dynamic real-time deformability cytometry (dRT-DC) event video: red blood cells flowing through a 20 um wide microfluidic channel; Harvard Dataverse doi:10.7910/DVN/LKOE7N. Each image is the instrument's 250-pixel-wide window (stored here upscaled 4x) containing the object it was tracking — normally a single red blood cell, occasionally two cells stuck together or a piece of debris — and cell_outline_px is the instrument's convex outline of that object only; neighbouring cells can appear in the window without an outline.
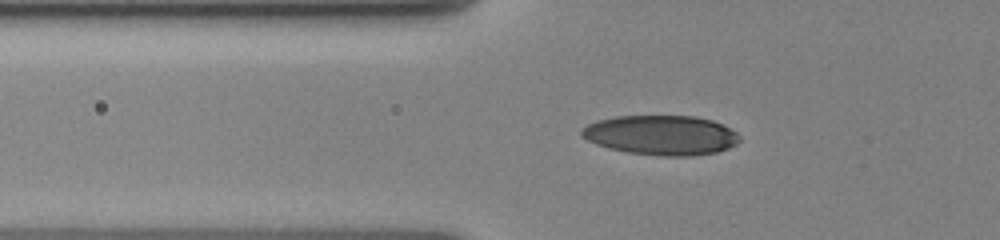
{"species": "human", "species_latin": "Homo sapiens", "temperature_condition": "cold", "stored_images_in_passage": 32, "camera_frame_rate_fps": 3000, "um_per_image_px": 0.085, "donor": {"sex": "female"}, "frame": {"image": 1, "passage_image": 2, "time_ms": 0.333, "image_size_px": [1000, 240], "cell_outline_px": [[740, 140], [736, 144], [728, 148], [716, 152], [692, 156], [660, 156], [628, 152], [608, 148], [596, 144], [580, 136], [580, 132], [588, 124], [596, 120], [616, 116], [692, 116], [712, 120], [736, 132], [740, 136]], "centroid_in_image_um": [56.18, 11.49], "position_along_channel_um": 69.6, "area_um2": 36.47}}
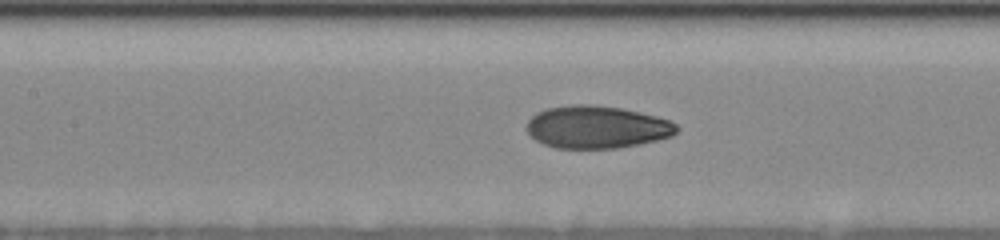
{"frame": {"image": 2, "passage_image": 13, "time_ms": 3.0, "image_size_px": [1000, 240], "cell_outline_px": [[680, 128], [672, 136], [640, 144], [620, 148], [556, 148], [544, 144], [536, 140], [528, 132], [528, 120], [536, 112], [548, 108], [572, 104], [592, 104], [620, 108], [656, 116], [668, 120], [676, 124]], "centroid_in_image_um": [50.74, 10.8], "position_along_channel_um": 156.7, "area_um2": 37.11}}
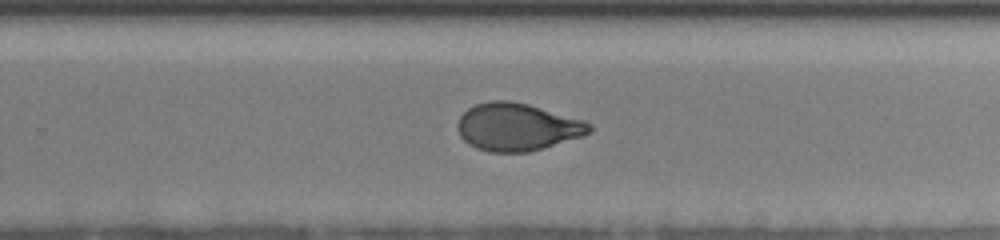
{"frame": {"image": 3, "passage_image": 32, "time_ms": 6.667, "image_size_px": [1000, 240], "cell_outline_px": [[592, 128], [584, 136], [528, 152], [488, 152], [476, 148], [468, 144], [460, 136], [456, 128], [456, 124], [460, 116], [468, 108], [476, 104], [488, 100], [512, 100], [528, 104], [584, 120], [592, 124]], "centroid_in_image_um": [43.93, 10.78], "position_along_channel_um": 285.9, "area_um2": 36.76}}